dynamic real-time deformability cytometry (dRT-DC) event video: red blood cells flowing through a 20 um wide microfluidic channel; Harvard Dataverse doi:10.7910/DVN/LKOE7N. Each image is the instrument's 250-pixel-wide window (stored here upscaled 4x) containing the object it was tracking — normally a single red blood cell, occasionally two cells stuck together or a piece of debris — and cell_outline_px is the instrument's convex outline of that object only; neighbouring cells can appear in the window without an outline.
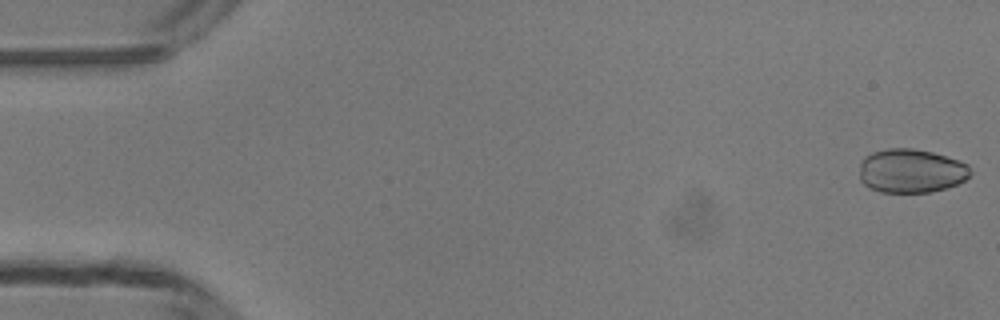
{"species": "common noctule bat (a hibernating species)", "species_latin": "Nyctalus noctula", "temperature_condition": "room temperature", "stored_images_in_passage": 48, "camera_frame_rate_fps": 3000, "um_per_image_px": 0.085, "animal": {"sex": "male", "body_mass_g": 13.3}, "frame": {"image": 1, "passage_image": 1, "time_ms": 0.0, "image_size_px": [1000, 320], "cell_outline_px": [[972, 172], [964, 180], [956, 184], [944, 188], [928, 192], [880, 192], [864, 184], [860, 180], [860, 160], [864, 156], [872, 152], [888, 148], [912, 148], [932, 152], [968, 164]], "centroid_in_image_um": [77.41, 14.51], "position_along_channel_um": 7.6, "area_um2": 28.26}}
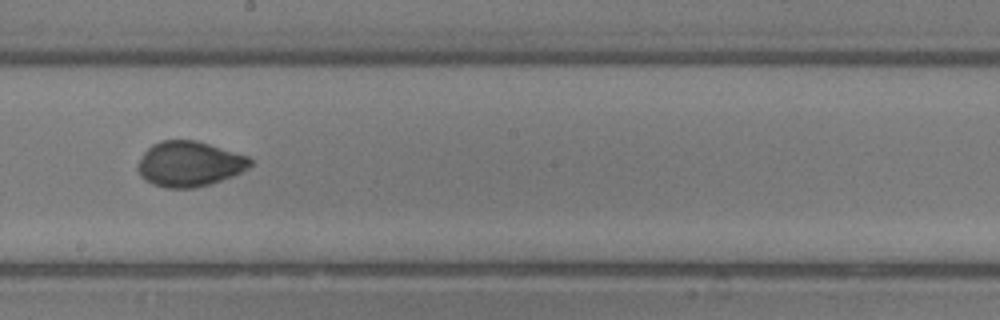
{"frame": {"image": 2, "passage_image": 27, "time_ms": 8.667, "image_size_px": [1000, 320], "cell_outline_px": [[252, 164], [244, 172], [212, 184], [196, 188], [164, 188], [152, 184], [144, 180], [140, 176], [136, 168], [144, 152], [152, 144], [160, 140], [196, 140], [248, 156], [252, 160]], "centroid_in_image_um": [16.1, 13.95], "position_along_channel_um": 232.1, "area_um2": 30.0}}
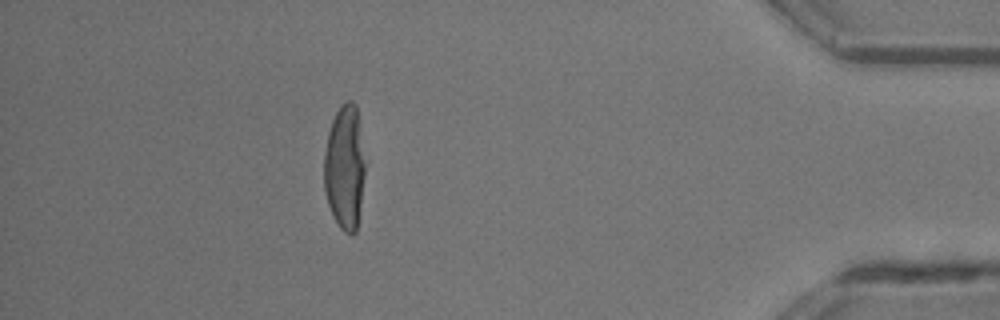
{"frame": {"image": 3, "passage_image": 43, "time_ms": 14.0, "image_size_px": [1000, 320], "cell_outline_px": [[364, 176], [356, 232], [344, 232], [340, 228], [328, 204], [324, 188], [324, 152], [328, 132], [332, 120], [340, 104], [348, 100], [352, 100], [356, 104], [364, 164]], "centroid_in_image_um": [29.27, 14.18], "position_along_channel_um": 405.9, "area_um2": 29.25}, "authors_computed_cell_mechanics": {"area_um2": 29.6803, "velocity_mm_per_s": 4.2506, "shape_relaxation_time_tau1_ms": 3.8325, "shape_relaxation_time_tau2_ms": null, "deformation_change_tau1": 0.1052, "deformation_change_tau2": null}}